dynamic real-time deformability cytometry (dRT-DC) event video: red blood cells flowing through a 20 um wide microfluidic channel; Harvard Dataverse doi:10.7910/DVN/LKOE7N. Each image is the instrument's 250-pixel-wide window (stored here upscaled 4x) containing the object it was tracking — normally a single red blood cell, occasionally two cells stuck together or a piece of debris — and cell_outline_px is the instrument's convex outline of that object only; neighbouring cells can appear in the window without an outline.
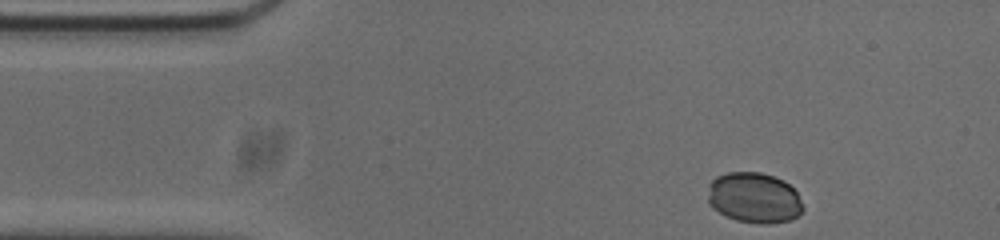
{"species": "common noctule bat (a hibernating species)", "species_latin": "Nyctalus noctula", "temperature_condition": "cold", "stored_images_in_passage": 48, "camera_frame_rate_fps": 3000, "um_per_image_px": 0.085, "animal": {"sex": "male", "body_mass_g": 20.0, "forearm_length_mm": 53.3}, "frame": {"image": 1, "passage_image": 1, "time_ms": 0.0, "image_size_px": [1000, 240], "cell_outline_px": [[804, 208], [792, 220], [768, 224], [760, 224], [736, 220], [712, 208], [708, 204], [708, 184], [716, 176], [728, 172], [760, 172], [784, 180], [796, 192]], "centroid_in_image_um": [64.08, 16.81], "position_along_channel_um": 20.9, "area_um2": 28.09}}
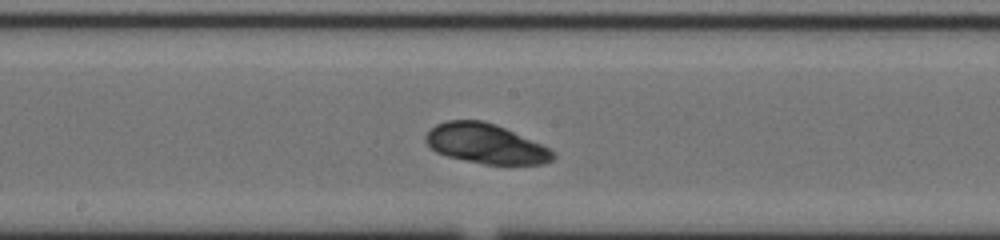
{"frame": {"image": 2, "passage_image": 21, "time_ms": 6.667, "image_size_px": [1000, 240], "cell_outline_px": [[556, 156], [552, 160], [544, 164], [484, 164], [464, 160], [448, 156], [436, 152], [424, 140], [424, 136], [436, 124], [448, 120], [480, 120], [496, 124], [540, 144], [556, 152]], "centroid_in_image_um": [41.28, 12.22], "position_along_channel_um": 206.9, "area_um2": 29.3}}
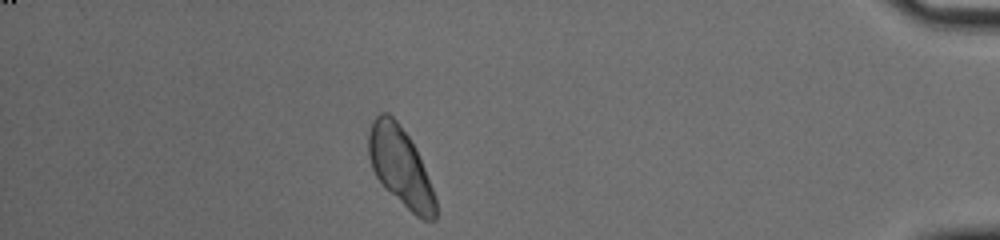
{"frame": {"image": 3, "passage_image": 41, "time_ms": 13.333, "image_size_px": [1000, 240], "cell_outline_px": [[436, 220], [424, 220], [416, 216], [384, 188], [376, 176], [372, 168], [368, 156], [368, 132], [372, 120], [380, 112], [388, 112], [396, 120], [412, 140], [416, 148], [436, 196]], "centroid_in_image_um": [34.03, 14.16], "position_along_channel_um": 401.2, "area_um2": 30.98}, "authors_computed_cell_mechanics": {"area_um2": 29.478, "velocity_mm_per_s": 3.7198, "shape_relaxation_time_tau1_ms": 0.8434, "shape_relaxation_time_tau2_ms": 5.9713, "deformation_change_tau1": null, "deformation_change_tau2": 0.1097}}